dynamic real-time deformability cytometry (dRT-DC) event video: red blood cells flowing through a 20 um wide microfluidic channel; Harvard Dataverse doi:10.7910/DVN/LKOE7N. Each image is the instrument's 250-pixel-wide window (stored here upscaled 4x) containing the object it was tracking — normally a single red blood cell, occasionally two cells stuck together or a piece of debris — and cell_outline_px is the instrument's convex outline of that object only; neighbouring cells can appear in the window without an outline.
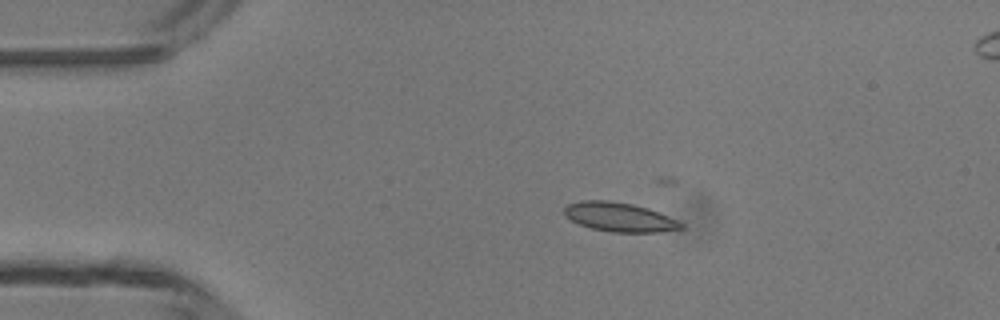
{"species": "common noctule bat (a hibernating species)", "species_latin": "Nyctalus noctula", "temperature_condition": "room temperature", "stored_images_in_passage": 5, "camera_frame_rate_fps": 3000, "um_per_image_px": 0.085, "animal": {"sex": "male", "body_mass_g": 13.3}, "frame": {"image": 1, "passage_image": 3, "time_ms": 3.333, "image_size_px": [1000, 320], "cell_outline_px": [[684, 228], [660, 232], [612, 232], [592, 228], [580, 224], [564, 216], [564, 208], [568, 204], [584, 200], [608, 200], [632, 204], [648, 208], [668, 216], [684, 224]], "centroid_in_image_um": [52.65, 18.45], "position_along_channel_um": 32.3, "area_um2": 19.71}}